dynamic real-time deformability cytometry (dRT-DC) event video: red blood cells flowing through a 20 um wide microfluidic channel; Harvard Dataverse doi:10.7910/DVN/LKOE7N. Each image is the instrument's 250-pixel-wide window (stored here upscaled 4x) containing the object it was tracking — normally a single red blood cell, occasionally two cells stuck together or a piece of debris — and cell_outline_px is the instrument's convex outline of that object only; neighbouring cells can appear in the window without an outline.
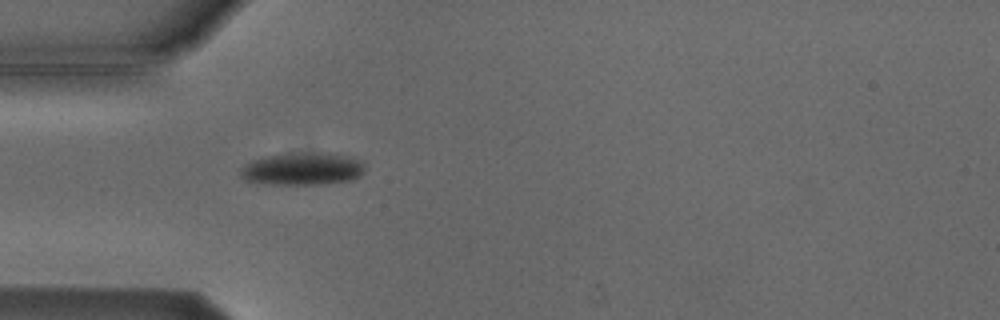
{"species": "Egyptian fruit bat (a non-hibernating species)", "species_latin": "Rousettus aegyptiacus", "temperature_condition": "cold", "stored_images_in_passage": 5, "camera_frame_rate_fps": 3000, "um_per_image_px": 0.085, "animal": {"sex": "male"}, "frame": {"image": 1, "passage_image": 5, "time_ms": 5.667, "image_size_px": [1000, 320], "cell_outline_px": [[364, 172], [360, 176], [352, 180], [324, 184], [268, 184], [244, 180], [240, 176], [240, 172], [252, 160], [268, 156], [300, 152], [324, 152], [344, 156], [360, 160], [364, 164]], "centroid_in_image_um": [25.75, 14.36], "position_along_channel_um": 59.3, "area_um2": 23.47}}